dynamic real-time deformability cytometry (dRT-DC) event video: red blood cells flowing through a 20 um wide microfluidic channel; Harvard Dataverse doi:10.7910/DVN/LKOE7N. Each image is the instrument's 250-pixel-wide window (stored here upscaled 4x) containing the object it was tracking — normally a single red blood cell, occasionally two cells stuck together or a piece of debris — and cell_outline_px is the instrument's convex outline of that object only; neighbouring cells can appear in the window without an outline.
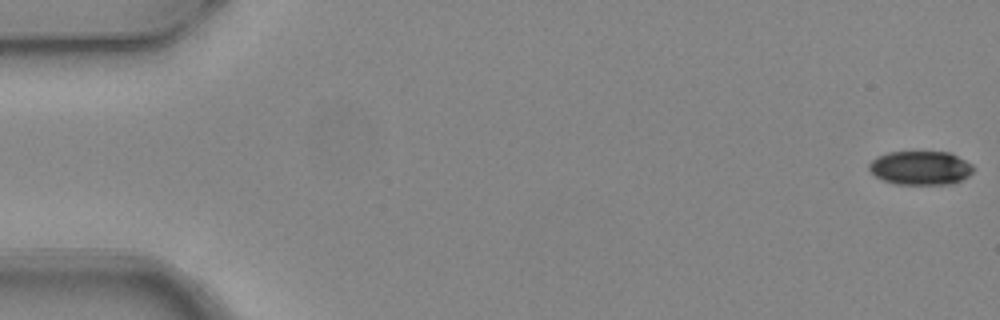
{"species": "common noctule bat (a hibernating species)", "species_latin": "Nyctalus noctula", "temperature_condition": "warm", "stored_images_in_passage": 4, "camera_frame_rate_fps": 3000, "um_per_image_px": 0.085, "animal": {"sex": "female", "body_mass_g": 24.6, "forearm_length_mm": 56.2}, "frame": {"image": 1, "passage_image": 1, "time_ms": 0.0, "image_size_px": [1000, 320], "cell_outline_px": [[976, 168], [968, 176], [952, 184], [896, 184], [884, 180], [876, 176], [868, 168], [868, 164], [876, 156], [888, 152], [948, 152], [972, 164]], "centroid_in_image_um": [78.24, 14.27], "position_along_channel_um": 6.8, "area_um2": 20.52}}